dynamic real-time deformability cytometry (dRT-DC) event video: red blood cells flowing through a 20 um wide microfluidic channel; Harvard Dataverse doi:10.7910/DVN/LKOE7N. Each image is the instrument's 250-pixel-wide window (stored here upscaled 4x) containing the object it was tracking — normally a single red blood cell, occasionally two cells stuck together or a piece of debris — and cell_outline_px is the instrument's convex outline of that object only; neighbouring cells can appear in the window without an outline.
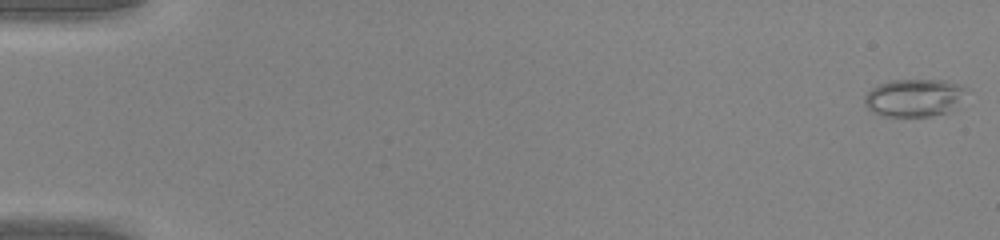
{"species": "common noctule bat (a hibernating species)", "species_latin": "Nyctalus noctula", "temperature_condition": "warm", "stored_images_in_passage": 49, "camera_frame_rate_fps": 3000, "um_per_image_px": 0.085, "animal": {"sex": "male", "body_mass_g": 20.0, "forearm_length_mm": 53.3}, "frame": {"image": 1, "passage_image": 1, "time_ms": 0.0, "image_size_px": [1000, 240], "cell_outline_px": [[968, 92], [956, 108], [948, 112], [932, 116], [880, 116], [872, 112], [864, 104], [864, 96], [872, 88], [888, 80], [948, 80], [960, 84], [968, 88]], "centroid_in_image_um": [77.75, 8.3], "position_along_channel_um": 7.2, "area_um2": 22.83}}
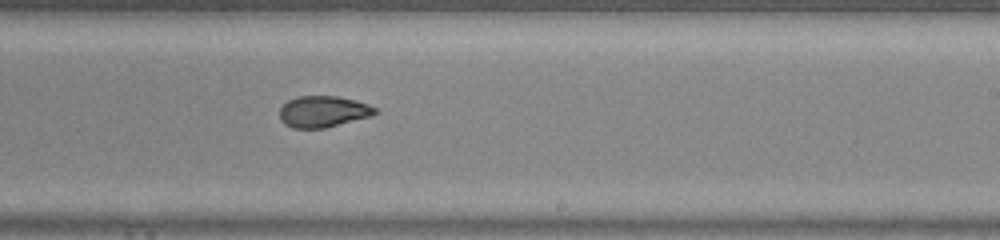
{"frame": {"image": 2, "passage_image": 31, "time_ms": 10.0, "image_size_px": [1000, 240], "cell_outline_px": [[376, 112], [372, 116], [324, 128], [292, 128], [284, 124], [280, 120], [280, 108], [288, 100], [296, 96], [336, 96], [368, 104], [376, 108]], "centroid_in_image_um": [27.43, 9.49], "position_along_channel_um": 261.6, "area_um2": 17.34}}
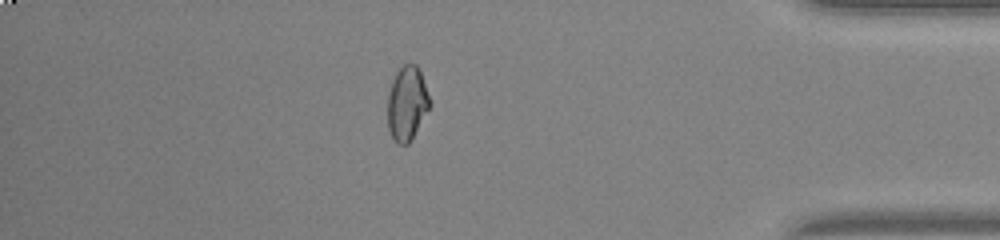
{"frame": {"image": 3, "passage_image": 43, "time_ms": 14.0, "image_size_px": [1000, 240], "cell_outline_px": [[432, 104], [412, 140], [408, 144], [396, 144], [388, 128], [388, 92], [392, 80], [396, 72], [404, 64], [416, 64], [420, 72], [432, 100]], "centroid_in_image_um": [34.62, 8.81], "position_along_channel_um": 400.6, "area_um2": 18.5}, "authors_computed_cell_mechanics": {"area_um2": 18.7272, "velocity_mm_per_s": 4.2945, "shape_relaxation_time_tau1_ms": null, "shape_relaxation_time_tau2_ms": 0.9564, "deformation_change_tau1": null, "deformation_change_tau2": 0.0628}}